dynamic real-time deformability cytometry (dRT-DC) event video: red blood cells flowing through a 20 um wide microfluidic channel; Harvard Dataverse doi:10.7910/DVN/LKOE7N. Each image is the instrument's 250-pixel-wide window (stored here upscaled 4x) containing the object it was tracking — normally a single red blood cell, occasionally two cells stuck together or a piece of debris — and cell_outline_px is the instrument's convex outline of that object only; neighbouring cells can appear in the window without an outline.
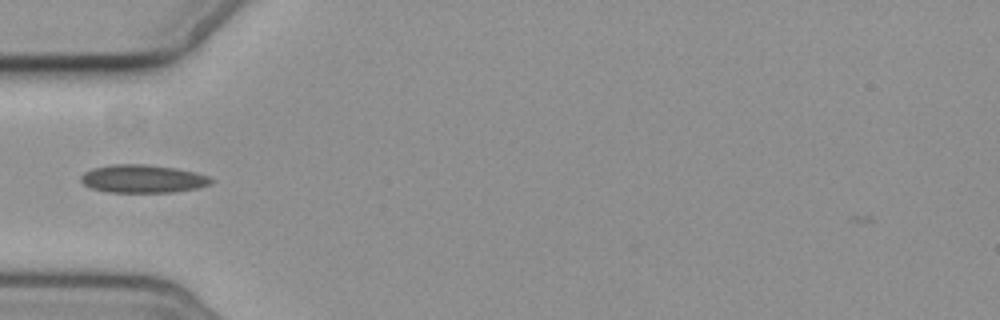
{"species": "common noctule bat (a hibernating species)", "species_latin": "Nyctalus noctula", "temperature_condition": "cold", "stored_images_in_passage": 5, "camera_frame_rate_fps": 3000, "um_per_image_px": 0.085, "animal": {"sex": "female", "body_mass_g": 19.3, "forearm_length_mm": 54.1}, "frame": {"image": 1, "passage_image": 5, "time_ms": 4.667, "image_size_px": [1000, 320], "cell_outline_px": [[216, 180], [208, 184], [196, 188], [172, 192], [108, 192], [92, 188], [84, 184], [80, 180], [80, 176], [84, 172], [92, 168], [112, 164], [148, 164], [176, 168], [196, 172], [208, 176]], "centroid_in_image_um": [12.13, 15.18], "position_along_channel_um": 72.9, "area_um2": 21.33}}